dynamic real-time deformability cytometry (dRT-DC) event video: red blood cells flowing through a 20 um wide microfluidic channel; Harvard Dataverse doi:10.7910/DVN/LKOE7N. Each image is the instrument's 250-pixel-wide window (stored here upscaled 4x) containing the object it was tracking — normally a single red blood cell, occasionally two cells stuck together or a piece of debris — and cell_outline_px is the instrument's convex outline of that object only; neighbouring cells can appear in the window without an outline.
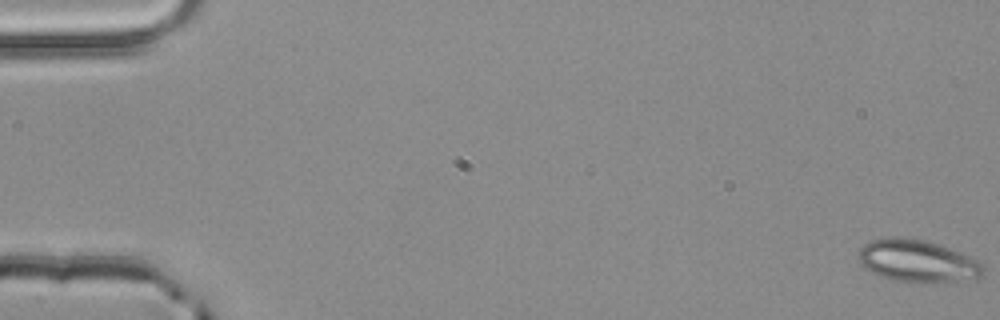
{"species": "common noctule bat (a hibernating species)", "species_latin": "Nyctalus noctula", "temperature_condition": "room temperature", "stored_images_in_passage": 4, "camera_frame_rate_fps": 3000, "um_per_image_px": 0.085, "animal": {"sex": "male", "body_mass_g": 20.4}, "frame": {"image": 1, "passage_image": 1, "time_ms": 0.0, "image_size_px": [1000, 320], "cell_outline_px": [[984, 268], [976, 276], [936, 284], [920, 284], [888, 280], [864, 268], [856, 256], [860, 248], [864, 244], [872, 240], [892, 236], [904, 236], [924, 240], [940, 244], [980, 260], [984, 264]], "centroid_in_image_um": [77.92, 22.18], "position_along_channel_um": 7.1, "area_um2": 31.33}}